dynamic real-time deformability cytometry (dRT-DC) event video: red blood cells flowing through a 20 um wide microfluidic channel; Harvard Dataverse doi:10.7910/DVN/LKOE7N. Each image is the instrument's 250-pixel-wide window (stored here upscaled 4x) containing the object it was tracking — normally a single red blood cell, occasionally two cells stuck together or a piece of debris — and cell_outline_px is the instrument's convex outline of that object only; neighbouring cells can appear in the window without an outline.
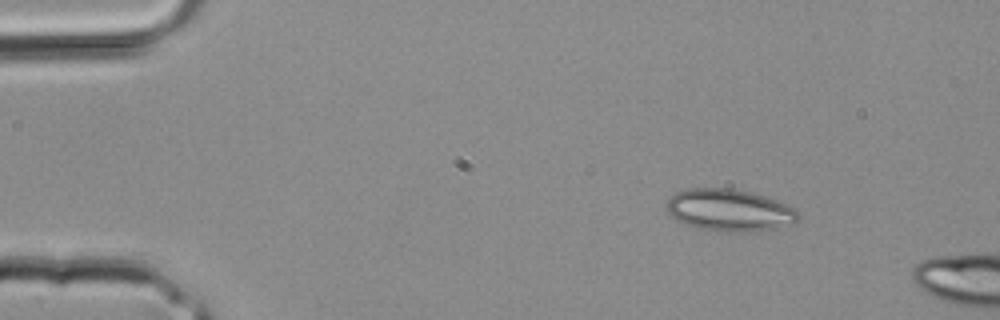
{"species": "common noctule bat (a hibernating species)", "species_latin": "Nyctalus noctula", "temperature_condition": "room temperature", "stored_images_in_passage": 3, "camera_frame_rate_fps": 3000, "um_per_image_px": 0.085, "animal": {"sex": "male", "body_mass_g": 20.4}, "frame": {"image": 1, "passage_image": 3, "time_ms": 0.667, "image_size_px": [1000, 320], "cell_outline_px": [[800, 220], [792, 224], [776, 228], [756, 232], [724, 232], [700, 228], [680, 224], [664, 208], [664, 204], [676, 192], [688, 188], [732, 188], [764, 196], [776, 200], [796, 208], [800, 212]], "centroid_in_image_um": [62.0, 17.88], "position_along_channel_um": 23.0, "area_um2": 32.83}}